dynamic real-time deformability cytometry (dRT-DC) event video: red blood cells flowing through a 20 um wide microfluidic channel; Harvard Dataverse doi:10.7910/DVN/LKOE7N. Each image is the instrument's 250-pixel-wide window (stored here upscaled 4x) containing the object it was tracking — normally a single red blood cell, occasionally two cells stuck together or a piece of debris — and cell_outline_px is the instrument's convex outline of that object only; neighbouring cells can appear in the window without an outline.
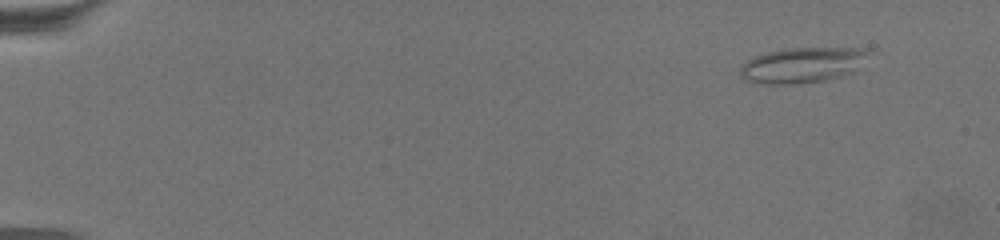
{"species": "common noctule bat (a hibernating species)", "species_latin": "Nyctalus noctula", "temperature_condition": "warm", "stored_images_in_passage": 63, "camera_frame_rate_fps": 3000, "um_per_image_px": 0.085, "animal": {"sex": "female", "body_mass_g": 19.5, "forearm_length_mm": 54.1}, "frame": {"image": 1, "passage_image": 1, "time_ms": 0.0, "image_size_px": [1000, 240], "cell_outline_px": [[864, 52], [848, 72], [836, 76], [820, 80], [748, 80], [740, 76], [740, 68], [748, 60], [756, 56], [768, 52], [792, 48], [852, 48]], "centroid_in_image_um": [68.05, 5.45], "position_along_channel_um": 17.0, "area_um2": 23.18}}
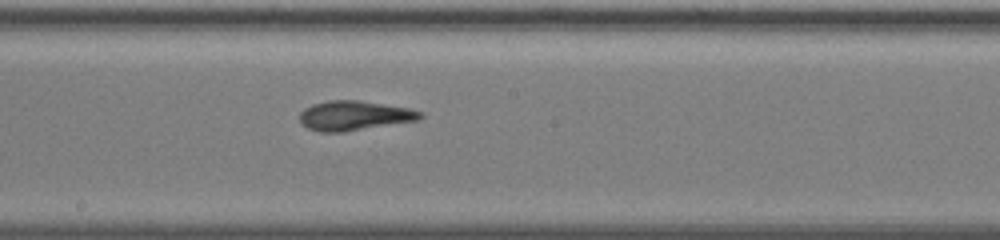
{"frame": {"image": 2, "passage_image": 35, "time_ms": 11.333, "image_size_px": [1000, 240], "cell_outline_px": [[424, 116], [420, 120], [344, 132], [320, 132], [308, 128], [300, 120], [300, 112], [304, 108], [312, 104], [328, 100], [360, 100], [408, 108], [420, 112]], "centroid_in_image_um": [30.11, 9.83], "position_along_channel_um": 218.1, "area_um2": 20.81}}
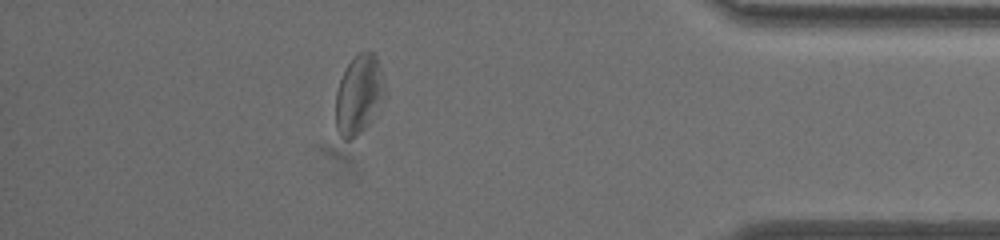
{"frame": {"image": 3, "passage_image": 56, "time_ms": 18.333, "image_size_px": [1000, 240], "cell_outline_px": [[384, 92], [368, 124], [352, 140], [344, 140], [340, 136], [336, 128], [336, 92], [340, 80], [348, 64], [360, 52], [372, 52], [376, 56]], "centroid_in_image_um": [30.43, 8.09], "position_along_channel_um": 404.8, "area_um2": 21.62}, "authors_computed_cell_mechanics": {"area_um2": 21.2704, "velocity_mm_per_s": 3.1316, "shape_relaxation_time_tau1_ms": 5.5702, "shape_relaxation_time_tau2_ms": 2.9785, "deformation_change_tau1": 0.1851, "deformation_change_tau2": 0.1271}}